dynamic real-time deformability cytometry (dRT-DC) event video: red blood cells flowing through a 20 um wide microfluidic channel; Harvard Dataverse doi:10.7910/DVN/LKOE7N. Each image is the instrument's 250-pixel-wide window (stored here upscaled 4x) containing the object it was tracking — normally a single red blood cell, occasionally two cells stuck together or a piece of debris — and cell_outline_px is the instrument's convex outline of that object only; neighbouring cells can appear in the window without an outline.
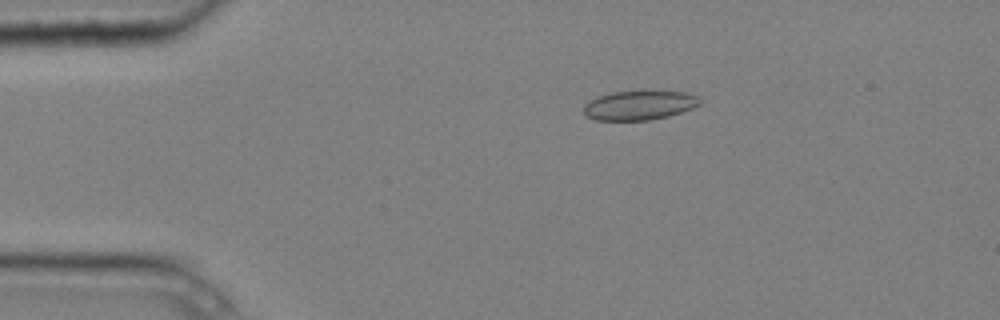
{"species": "common noctule bat (a hibernating species)", "species_latin": "Nyctalus noctula", "temperature_condition": "cold", "stored_images_in_passage": 7, "camera_frame_rate_fps": 3000, "um_per_image_px": 0.085, "animal": {"sex": "male", "body_mass_g": 20.4}, "frame": {"image": 1, "passage_image": 3, "time_ms": 0.667, "image_size_px": [1000, 320], "cell_outline_px": [[700, 104], [692, 108], [668, 116], [648, 120], [596, 120], [588, 116], [584, 112], [584, 104], [600, 96], [612, 92], [688, 92], [700, 96]], "centroid_in_image_um": [54.38, 8.95], "position_along_channel_um": 30.6, "area_um2": 19.42}}
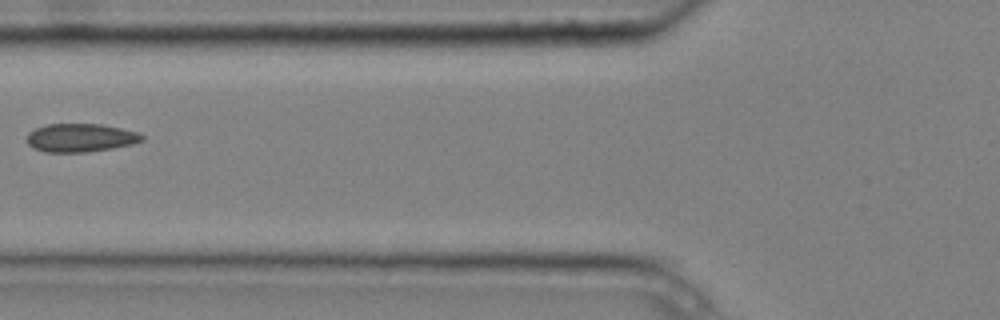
{"frame": {"image": 2, "passage_image": 6, "time_ms": 1.667, "image_size_px": [1000, 320], "cell_outline_px": [[144, 140], [132, 144], [112, 148], [84, 152], [44, 152], [32, 148], [28, 144], [28, 132], [36, 128], [48, 124], [100, 124], [140, 132], [144, 136]], "centroid_in_image_um": [6.85, 11.71], "position_along_channel_um": 118.9, "area_um2": 19.02}}
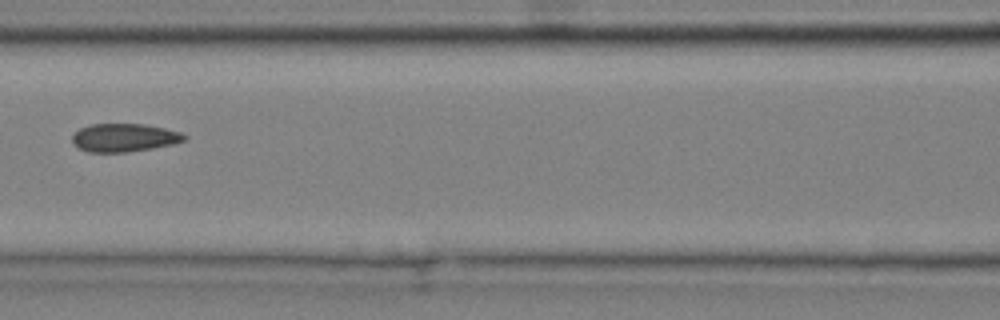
{"frame": {"image": 3, "passage_image": 7, "time_ms": 2.0, "image_size_px": [1000, 320], "cell_outline_px": [[188, 136], [184, 140], [176, 144], [152, 148], [124, 152], [88, 152], [80, 148], [72, 140], [72, 136], [80, 128], [92, 124], [144, 124], [164, 128], [180, 132]], "centroid_in_image_um": [10.59, 11.7], "position_along_channel_um": 156.0, "area_um2": 18.26}}